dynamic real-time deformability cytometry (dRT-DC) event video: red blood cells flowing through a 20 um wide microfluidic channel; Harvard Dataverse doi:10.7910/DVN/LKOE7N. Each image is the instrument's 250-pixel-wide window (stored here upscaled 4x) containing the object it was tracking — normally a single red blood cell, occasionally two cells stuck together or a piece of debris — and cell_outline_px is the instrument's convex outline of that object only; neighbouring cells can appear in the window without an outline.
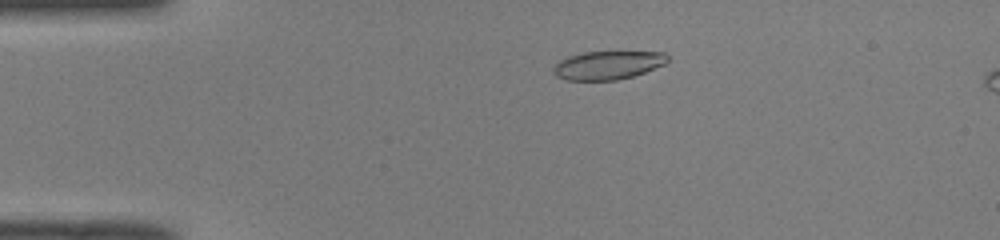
{"species": "common noctule bat (a hibernating species)", "species_latin": "Nyctalus noctula", "temperature_condition": "room temperature", "stored_images_in_passage": 49, "camera_frame_rate_fps": 3000, "um_per_image_px": 0.085, "animal": {"sex": "male", "body_mass_g": 19.0, "forearm_length_mm": 50.8}, "frame": {"image": 1, "passage_image": 10, "time_ms": 3.0, "image_size_px": [1000, 240], "cell_outline_px": [[668, 60], [664, 64], [644, 72], [632, 76], [616, 80], [564, 80], [556, 76], [552, 72], [552, 68], [560, 60], [568, 56], [584, 52], [664, 52], [668, 56]], "centroid_in_image_um": [51.62, 5.54], "position_along_channel_um": 33.4, "area_um2": 18.84}}
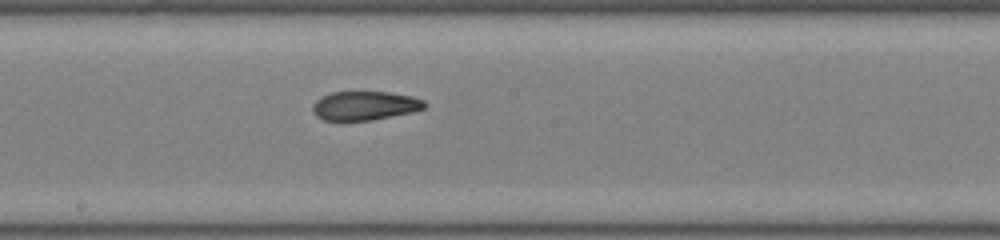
{"frame": {"image": 2, "passage_image": 27, "time_ms": 8.667, "image_size_px": [1000, 240], "cell_outline_px": [[428, 104], [424, 108], [412, 112], [372, 120], [324, 120], [316, 116], [312, 112], [312, 104], [320, 96], [332, 92], [388, 92], [412, 96], [424, 100]], "centroid_in_image_um": [30.99, 8.98], "position_along_channel_um": 217.2, "area_um2": 18.96}}
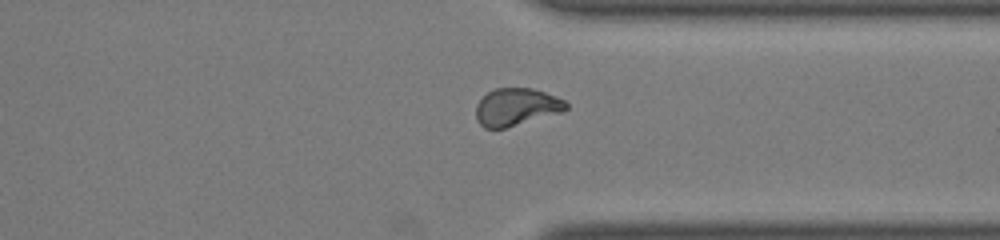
{"frame": {"image": 3, "passage_image": 38, "time_ms": 12.333, "image_size_px": [1000, 240], "cell_outline_px": [[568, 108], [564, 112], [504, 128], [484, 128], [476, 120], [476, 104], [488, 92], [496, 88], [532, 88], [556, 96], [564, 100], [568, 104]], "centroid_in_image_um": [43.9, 9.09], "position_along_channel_um": 367.5, "area_um2": 19.71}, "authors_computed_cell_mechanics": {"area_um2": 19.652, "velocity_mm_per_s": 4.0877, "shape_relaxation_time_tau1_ms": 7.0271, "shape_relaxation_time_tau2_ms": 1.8467, "deformation_change_tau1": 0.2222, "deformation_change_tau2": 0.0777}}